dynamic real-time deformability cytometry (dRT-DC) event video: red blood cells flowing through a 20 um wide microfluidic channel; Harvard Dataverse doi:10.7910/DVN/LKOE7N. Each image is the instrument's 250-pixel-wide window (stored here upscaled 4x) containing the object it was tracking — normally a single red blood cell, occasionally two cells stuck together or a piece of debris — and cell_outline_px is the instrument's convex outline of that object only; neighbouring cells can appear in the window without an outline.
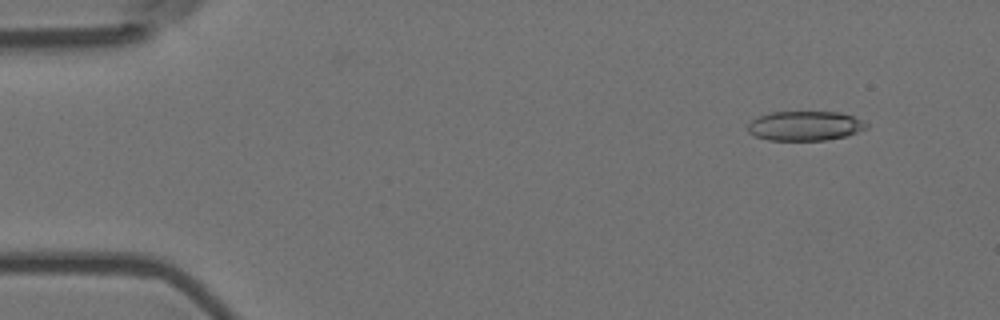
{"species": "Egyptian fruit bat (a non-hibernating species)", "species_latin": "Rousettus aegyptiacus", "temperature_condition": "room temperature", "stored_images_in_passage": 5, "camera_frame_rate_fps": 3000, "um_per_image_px": 0.085, "animal": {"sex": "female"}, "frame": {"image": 1, "passage_image": 2, "time_ms": 0.333, "image_size_px": [1000, 320], "cell_outline_px": [[868, 128], [848, 136], [828, 140], [768, 140], [756, 136], [748, 132], [748, 124], [752, 120], [760, 116], [772, 112], [840, 112], [852, 116], [868, 124]], "centroid_in_image_um": [68.45, 10.71], "position_along_channel_um": 16.5, "area_um2": 20.4}}